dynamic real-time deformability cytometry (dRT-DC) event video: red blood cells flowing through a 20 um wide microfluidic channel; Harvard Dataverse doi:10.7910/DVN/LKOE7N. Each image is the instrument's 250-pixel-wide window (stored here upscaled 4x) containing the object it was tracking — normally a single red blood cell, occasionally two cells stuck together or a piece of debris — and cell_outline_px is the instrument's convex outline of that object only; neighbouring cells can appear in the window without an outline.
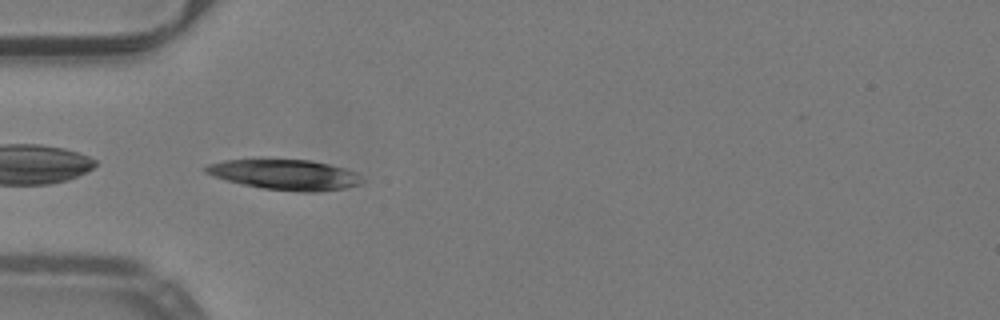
{"species": "common noctule bat (a hibernating species)", "species_latin": "Nyctalus noctula", "temperature_condition": "warm", "stored_images_in_passage": 37, "camera_frame_rate_fps": 3000, "um_per_image_px": 0.085, "animal": {"sex": "male", "body_mass_g": 19.2, "forearm_length_mm": 51.8}, "frame": {"image": 1, "passage_image": 1, "time_ms": 0.0, "image_size_px": [1000, 320], "cell_outline_px": [[364, 180], [360, 184], [344, 188], [316, 192], [300, 192], [264, 188], [244, 184], [228, 180], [204, 172], [204, 168], [208, 164], [224, 160], [256, 156], [264, 156], [312, 160], [344, 168], [356, 172]], "centroid_in_image_um": [24.19, 14.78], "position_along_channel_um": 60.8, "area_um2": 28.55}}
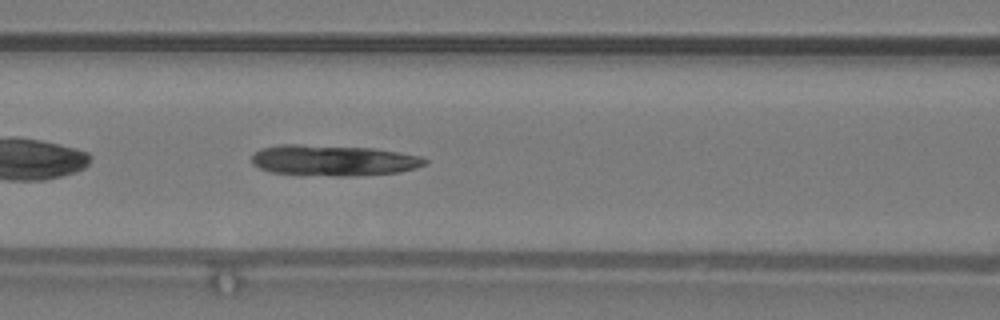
{"frame": {"image": 2, "passage_image": 7, "time_ms": 2.0, "image_size_px": [1000, 320], "cell_outline_px": [[428, 164], [416, 168], [396, 172], [356, 176], [336, 176], [272, 172], [260, 168], [252, 164], [252, 152], [260, 148], [280, 144], [300, 144], [376, 148], [400, 152], [420, 156], [428, 160]], "centroid_in_image_um": [28.34, 13.62], "position_along_channel_um": 138.3, "area_um2": 31.33}}
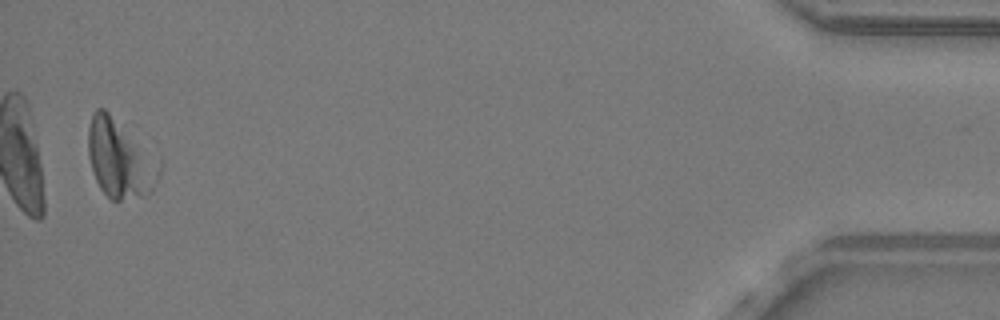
{"frame": {"image": 3, "passage_image": 35, "time_ms": 11.333, "image_size_px": [1000, 320], "cell_outline_px": [[152, 192], [144, 196], [120, 200], [112, 200], [100, 188], [96, 180], [88, 156], [88, 128], [92, 112], [96, 108], [104, 108], [108, 112], [132, 144], [152, 188]], "centroid_in_image_um": [9.76, 13.55], "position_along_channel_um": 425.4, "area_um2": 26.7}}